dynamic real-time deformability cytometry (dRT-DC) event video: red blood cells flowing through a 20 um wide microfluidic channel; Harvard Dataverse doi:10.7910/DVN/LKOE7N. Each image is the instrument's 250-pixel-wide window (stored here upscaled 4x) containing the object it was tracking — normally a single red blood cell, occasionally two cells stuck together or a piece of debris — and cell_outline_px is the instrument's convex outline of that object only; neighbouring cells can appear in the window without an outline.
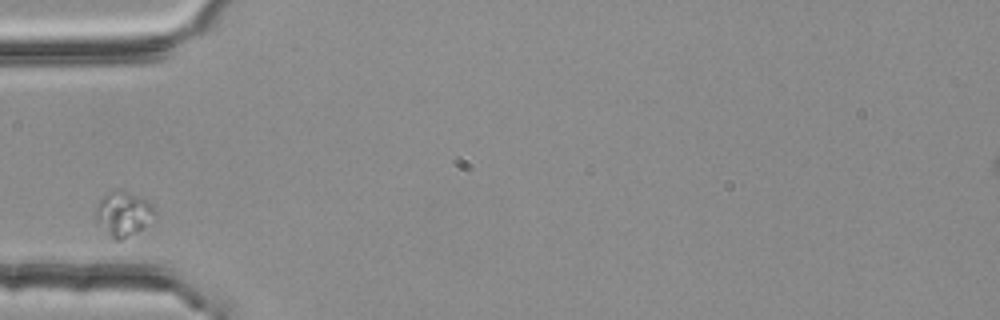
{"species": "common noctule bat (a hibernating species)", "species_latin": "Nyctalus noctula", "temperature_condition": "room temperature", "stored_images_in_passage": 3, "camera_frame_rate_fps": 3000, "um_per_image_px": 0.085, "animal": {"sex": "female", "body_mass_g": 25.1}, "frame": {"image": 1, "passage_image": 1, "time_ms": 0.0, "image_size_px": [1000, 320], "cell_outline_px": [[156, 212], [144, 228], [120, 240], [116, 240], [96, 220], [96, 208], [100, 196], [116, 188], [124, 188], [148, 200], [152, 204]], "centroid_in_image_um": [10.49, 18.08], "position_along_channel_um": 74.5, "area_um2": 15.43}}